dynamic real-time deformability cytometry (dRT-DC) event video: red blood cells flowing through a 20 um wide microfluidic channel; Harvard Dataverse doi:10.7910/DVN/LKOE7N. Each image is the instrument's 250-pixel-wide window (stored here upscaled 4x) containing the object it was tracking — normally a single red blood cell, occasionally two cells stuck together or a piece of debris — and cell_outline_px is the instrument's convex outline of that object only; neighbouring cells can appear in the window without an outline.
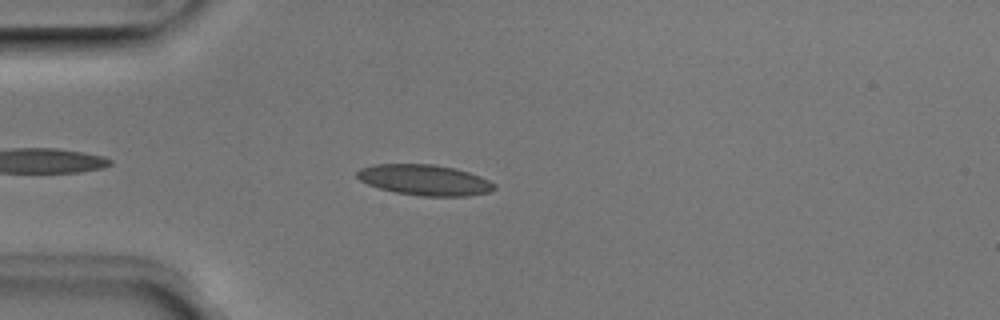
{"species": "Egyptian fruit bat (a non-hibernating species)", "species_latin": "Rousettus aegyptiacus", "temperature_condition": "room temperature", "stored_images_in_passage": 37, "camera_frame_rate_fps": 3000, "um_per_image_px": 0.085, "animal": {"sex": "male"}, "frame": {"image": 1, "passage_image": 5, "time_ms": 1.333, "image_size_px": [1000, 320], "cell_outline_px": [[496, 188], [488, 192], [468, 196], [420, 196], [396, 192], [380, 188], [368, 184], [360, 180], [356, 176], [356, 172], [360, 168], [376, 164], [436, 164], [468, 172], [480, 176], [496, 184]], "centroid_in_image_um": [36.09, 15.3], "position_along_channel_um": 48.9, "area_um2": 24.45}}
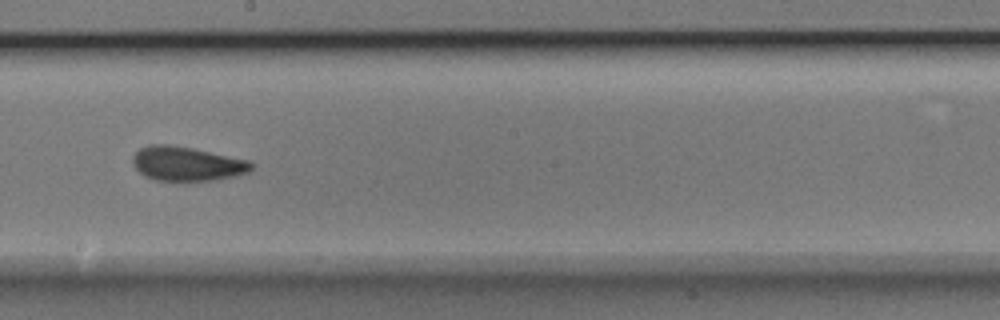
{"frame": {"image": 2, "passage_image": 20, "time_ms": 6.333, "image_size_px": [1000, 320], "cell_outline_px": [[252, 168], [248, 172], [236, 176], [216, 180], [156, 180], [144, 176], [136, 168], [132, 160], [132, 156], [140, 148], [148, 144], [168, 144], [192, 148], [252, 160]], "centroid_in_image_um": [15.9, 13.9], "position_along_channel_um": 232.3, "area_um2": 23.76}}
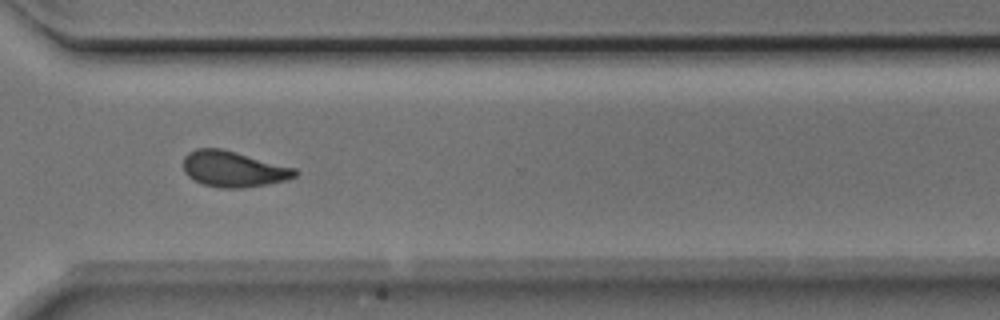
{"frame": {"image": 3, "passage_image": 29, "time_ms": 9.333, "image_size_px": [1000, 320], "cell_outline_px": [[300, 172], [296, 176], [288, 180], [244, 188], [220, 188], [204, 184], [188, 176], [184, 172], [184, 156], [188, 152], [196, 148], [220, 148], [296, 168]], "centroid_in_image_um": [19.86, 14.37], "position_along_channel_um": 350.7, "area_um2": 23.29}, "authors_computed_cell_mechanics": {"area_um2": 23.2934, "velocity_mm_per_s": 3.9542, "shape_relaxation_time_tau1_ms": 4.0833, "shape_relaxation_time_tau2_ms": 2.4842, "deformation_change_tau1": 0.1302, "deformation_change_tau2": 0.0876}}